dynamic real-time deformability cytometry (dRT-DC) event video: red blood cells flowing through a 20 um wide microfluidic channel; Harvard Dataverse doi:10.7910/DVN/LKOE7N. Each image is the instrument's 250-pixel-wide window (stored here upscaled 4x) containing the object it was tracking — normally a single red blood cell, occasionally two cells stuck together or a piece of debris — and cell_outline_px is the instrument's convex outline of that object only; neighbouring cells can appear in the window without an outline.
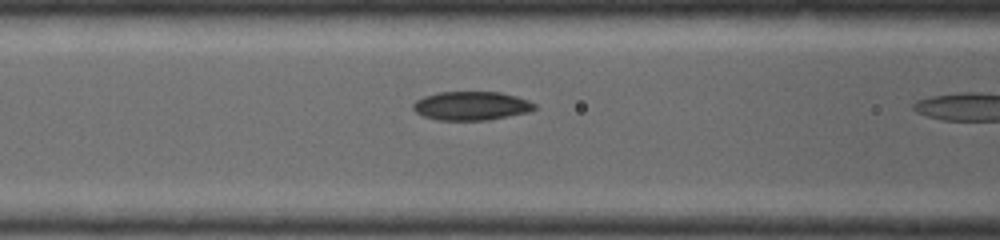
{"species": "common noctule bat (a hibernating species)", "species_latin": "Nyctalus noctula", "temperature_condition": "warm", "stored_images_in_passage": 17, "camera_frame_rate_fps": 5000, "um_per_image_px": 0.085, "animal": {"sex": "female", "body_mass_g": 19.0, "forearm_length_mm": 53.3}, "frame": {"image": 1, "passage_image": 6, "time_ms": 1.0, "image_size_px": [1000, 240], "cell_outline_px": [[536, 108], [528, 112], [488, 120], [436, 120], [424, 116], [416, 112], [412, 108], [412, 104], [416, 100], [424, 96], [436, 92], [500, 92], [516, 96], [528, 100], [536, 104]], "centroid_in_image_um": [40.04, 8.99], "position_along_channel_um": 126.6, "area_um2": 20.4}}
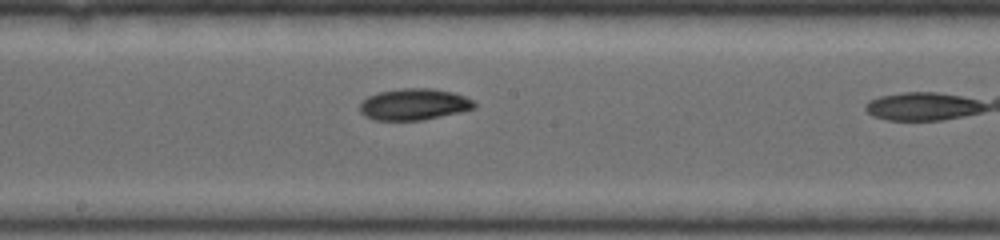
{"frame": {"image": 2, "passage_image": 11, "time_ms": 2.0, "image_size_px": [1000, 240], "cell_outline_px": [[476, 108], [460, 112], [424, 120], [372, 120], [364, 116], [360, 112], [360, 104], [368, 96], [380, 92], [400, 88], [432, 88], [452, 92], [464, 96], [472, 100], [476, 104]], "centroid_in_image_um": [35.19, 8.87], "position_along_channel_um": 213.0, "area_um2": 21.04}}
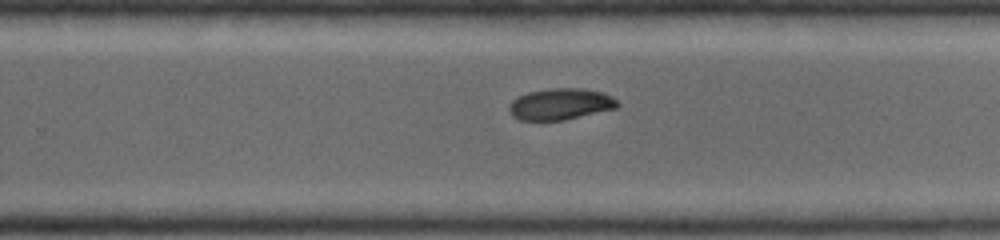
{"frame": {"image": 3, "passage_image": 15, "time_ms": 2.8, "image_size_px": [1000, 240], "cell_outline_px": [[620, 104], [616, 108], [564, 120], [520, 120], [512, 116], [508, 112], [508, 108], [512, 100], [516, 96], [528, 92], [552, 88], [584, 88], [604, 92], [612, 96]], "centroid_in_image_um": [47.62, 8.84], "position_along_channel_um": 282.2, "area_um2": 20.0}}